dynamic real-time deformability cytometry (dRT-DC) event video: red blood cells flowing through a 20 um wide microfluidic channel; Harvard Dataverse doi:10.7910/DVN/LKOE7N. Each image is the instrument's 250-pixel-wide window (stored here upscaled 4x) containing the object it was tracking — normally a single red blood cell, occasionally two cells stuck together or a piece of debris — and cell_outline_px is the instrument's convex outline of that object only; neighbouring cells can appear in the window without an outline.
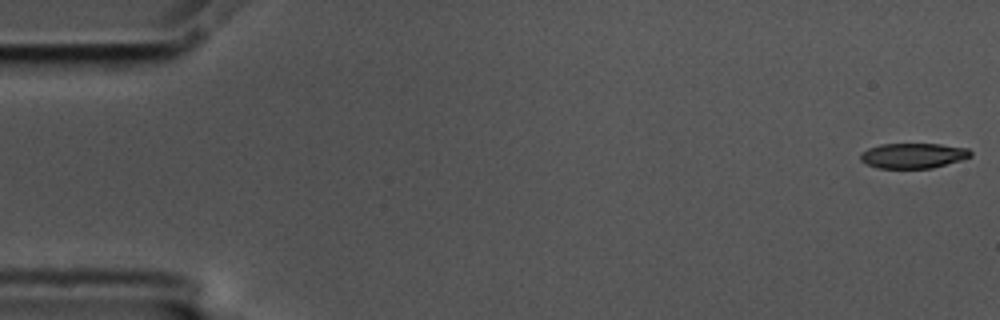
{"species": "common noctule bat (a hibernating species)", "species_latin": "Nyctalus noctula", "temperature_condition": "cold", "stored_images_in_passage": 56, "camera_frame_rate_fps": 3000, "um_per_image_px": 0.085, "animal": {"sex": "male", "body_mass_g": 17.5, "forearm_length_mm": 52.3}, "frame": {"image": 1, "passage_image": 1, "time_ms": 0.0, "image_size_px": [1000, 320], "cell_outline_px": [[972, 156], [960, 160], [932, 168], [876, 168], [860, 160], [860, 152], [868, 148], [880, 144], [940, 144], [968, 148], [972, 152]], "centroid_in_image_um": [77.6, 13.22], "position_along_channel_um": 7.4, "area_um2": 16.18}}
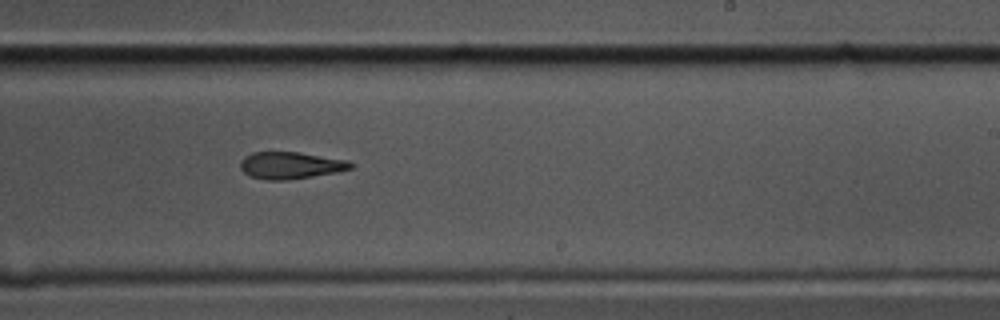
{"frame": {"image": 2, "passage_image": 34, "time_ms": 11.0, "image_size_px": [1000, 320], "cell_outline_px": [[356, 164], [352, 168], [336, 172], [288, 180], [264, 180], [248, 176], [240, 168], [240, 160], [244, 156], [252, 152], [300, 152], [348, 160]], "centroid_in_image_um": [24.68, 14.05], "position_along_channel_um": 264.3, "area_um2": 17.57}}
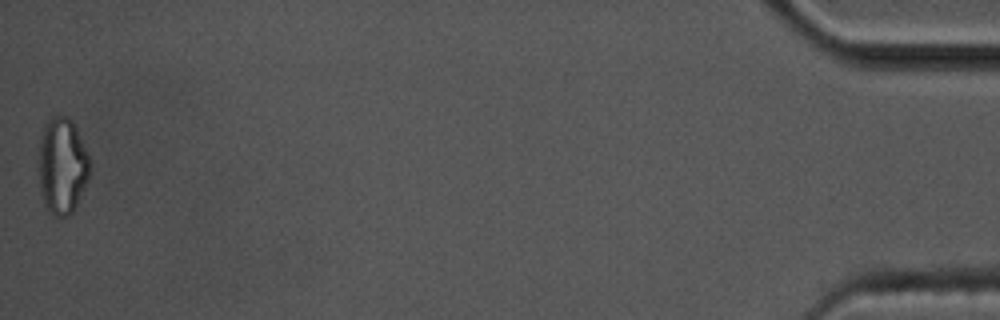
{"frame": {"image": 3, "passage_image": 56, "time_ms": 18.333, "image_size_px": [1000, 320], "cell_outline_px": [[88, 176], [84, 188], [72, 212], [68, 216], [56, 216], [44, 204], [40, 192], [36, 168], [40, 140], [44, 124], [52, 116], [64, 116], [72, 120], [84, 144], [88, 156]], "centroid_in_image_um": [5.23, 14.08], "position_along_channel_um": 430.0, "area_um2": 28.78}, "authors_computed_cell_mechanics": {"area_um2": 18.3226, "velocity_mm_per_s": 3.5857, "shape_relaxation_time_tau1_ms": 6.7205, "shape_relaxation_time_tau2_ms": 9.5765, "deformation_change_tau1": 0.1893, "deformation_change_tau2": 0.2229}}